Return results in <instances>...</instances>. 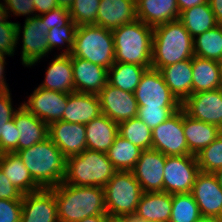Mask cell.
<instances>
[{"instance_id": "6da1fadb", "label": "cell", "mask_w": 222, "mask_h": 222, "mask_svg": "<svg viewBox=\"0 0 222 222\" xmlns=\"http://www.w3.org/2000/svg\"><path fill=\"white\" fill-rule=\"evenodd\" d=\"M51 189L57 202L59 222H79L88 216L107 214L103 187L62 182Z\"/></svg>"}, {"instance_id": "7a4b0ae2", "label": "cell", "mask_w": 222, "mask_h": 222, "mask_svg": "<svg viewBox=\"0 0 222 222\" xmlns=\"http://www.w3.org/2000/svg\"><path fill=\"white\" fill-rule=\"evenodd\" d=\"M17 154L41 188L51 189L63 182L67 158L49 137Z\"/></svg>"}, {"instance_id": "3957f363", "label": "cell", "mask_w": 222, "mask_h": 222, "mask_svg": "<svg viewBox=\"0 0 222 222\" xmlns=\"http://www.w3.org/2000/svg\"><path fill=\"white\" fill-rule=\"evenodd\" d=\"M193 56L194 39L179 19L153 28L151 68L159 70Z\"/></svg>"}, {"instance_id": "277c9868", "label": "cell", "mask_w": 222, "mask_h": 222, "mask_svg": "<svg viewBox=\"0 0 222 222\" xmlns=\"http://www.w3.org/2000/svg\"><path fill=\"white\" fill-rule=\"evenodd\" d=\"M115 62L151 67L153 27L136 19L112 31Z\"/></svg>"}, {"instance_id": "5b68a950", "label": "cell", "mask_w": 222, "mask_h": 222, "mask_svg": "<svg viewBox=\"0 0 222 222\" xmlns=\"http://www.w3.org/2000/svg\"><path fill=\"white\" fill-rule=\"evenodd\" d=\"M116 172L106 153L86 149L67 158L63 183L104 187Z\"/></svg>"}, {"instance_id": "8992f818", "label": "cell", "mask_w": 222, "mask_h": 222, "mask_svg": "<svg viewBox=\"0 0 222 222\" xmlns=\"http://www.w3.org/2000/svg\"><path fill=\"white\" fill-rule=\"evenodd\" d=\"M70 55L109 69L115 63L112 31L98 25L78 26Z\"/></svg>"}, {"instance_id": "52a82bcc", "label": "cell", "mask_w": 222, "mask_h": 222, "mask_svg": "<svg viewBox=\"0 0 222 222\" xmlns=\"http://www.w3.org/2000/svg\"><path fill=\"white\" fill-rule=\"evenodd\" d=\"M103 188L110 217L134 216L143 191L132 171H117Z\"/></svg>"}, {"instance_id": "ba28073f", "label": "cell", "mask_w": 222, "mask_h": 222, "mask_svg": "<svg viewBox=\"0 0 222 222\" xmlns=\"http://www.w3.org/2000/svg\"><path fill=\"white\" fill-rule=\"evenodd\" d=\"M199 172L195 155L166 156L163 191L171 195L191 193Z\"/></svg>"}, {"instance_id": "9c48e42d", "label": "cell", "mask_w": 222, "mask_h": 222, "mask_svg": "<svg viewBox=\"0 0 222 222\" xmlns=\"http://www.w3.org/2000/svg\"><path fill=\"white\" fill-rule=\"evenodd\" d=\"M152 149L165 156L191 155L183 130V109L152 129Z\"/></svg>"}, {"instance_id": "30bf717a", "label": "cell", "mask_w": 222, "mask_h": 222, "mask_svg": "<svg viewBox=\"0 0 222 222\" xmlns=\"http://www.w3.org/2000/svg\"><path fill=\"white\" fill-rule=\"evenodd\" d=\"M138 107H181L159 70L149 68L134 92Z\"/></svg>"}, {"instance_id": "8fae6325", "label": "cell", "mask_w": 222, "mask_h": 222, "mask_svg": "<svg viewBox=\"0 0 222 222\" xmlns=\"http://www.w3.org/2000/svg\"><path fill=\"white\" fill-rule=\"evenodd\" d=\"M181 108L191 118L222 129V88L192 93Z\"/></svg>"}, {"instance_id": "7c38bea8", "label": "cell", "mask_w": 222, "mask_h": 222, "mask_svg": "<svg viewBox=\"0 0 222 222\" xmlns=\"http://www.w3.org/2000/svg\"><path fill=\"white\" fill-rule=\"evenodd\" d=\"M191 194L201 216L222 219V187L214 173L200 171L195 178Z\"/></svg>"}, {"instance_id": "4fadbf2b", "label": "cell", "mask_w": 222, "mask_h": 222, "mask_svg": "<svg viewBox=\"0 0 222 222\" xmlns=\"http://www.w3.org/2000/svg\"><path fill=\"white\" fill-rule=\"evenodd\" d=\"M21 106L49 126L63 117L67 106V93L37 87L28 101Z\"/></svg>"}, {"instance_id": "5bb4252c", "label": "cell", "mask_w": 222, "mask_h": 222, "mask_svg": "<svg viewBox=\"0 0 222 222\" xmlns=\"http://www.w3.org/2000/svg\"><path fill=\"white\" fill-rule=\"evenodd\" d=\"M98 97L102 114L118 124L138 115V104L132 92L122 91L107 83Z\"/></svg>"}, {"instance_id": "9a60e30c", "label": "cell", "mask_w": 222, "mask_h": 222, "mask_svg": "<svg viewBox=\"0 0 222 222\" xmlns=\"http://www.w3.org/2000/svg\"><path fill=\"white\" fill-rule=\"evenodd\" d=\"M166 156L154 149L142 150L132 170L143 192L163 191Z\"/></svg>"}, {"instance_id": "2e32d148", "label": "cell", "mask_w": 222, "mask_h": 222, "mask_svg": "<svg viewBox=\"0 0 222 222\" xmlns=\"http://www.w3.org/2000/svg\"><path fill=\"white\" fill-rule=\"evenodd\" d=\"M22 37V64L33 66L50 52L47 43L48 27L38 16L25 19Z\"/></svg>"}, {"instance_id": "e0dca14e", "label": "cell", "mask_w": 222, "mask_h": 222, "mask_svg": "<svg viewBox=\"0 0 222 222\" xmlns=\"http://www.w3.org/2000/svg\"><path fill=\"white\" fill-rule=\"evenodd\" d=\"M21 222H59L52 189L23 194Z\"/></svg>"}, {"instance_id": "ac0fdd59", "label": "cell", "mask_w": 222, "mask_h": 222, "mask_svg": "<svg viewBox=\"0 0 222 222\" xmlns=\"http://www.w3.org/2000/svg\"><path fill=\"white\" fill-rule=\"evenodd\" d=\"M49 138L66 158L86 150L85 124L59 120L48 126Z\"/></svg>"}, {"instance_id": "d6986e66", "label": "cell", "mask_w": 222, "mask_h": 222, "mask_svg": "<svg viewBox=\"0 0 222 222\" xmlns=\"http://www.w3.org/2000/svg\"><path fill=\"white\" fill-rule=\"evenodd\" d=\"M74 92L98 94L108 83V69L79 57H71Z\"/></svg>"}, {"instance_id": "ffe728a7", "label": "cell", "mask_w": 222, "mask_h": 222, "mask_svg": "<svg viewBox=\"0 0 222 222\" xmlns=\"http://www.w3.org/2000/svg\"><path fill=\"white\" fill-rule=\"evenodd\" d=\"M136 19V0H101L96 25L113 31Z\"/></svg>"}, {"instance_id": "44dd1931", "label": "cell", "mask_w": 222, "mask_h": 222, "mask_svg": "<svg viewBox=\"0 0 222 222\" xmlns=\"http://www.w3.org/2000/svg\"><path fill=\"white\" fill-rule=\"evenodd\" d=\"M102 114L98 94L67 93V106L61 120L87 124Z\"/></svg>"}, {"instance_id": "7402d4cb", "label": "cell", "mask_w": 222, "mask_h": 222, "mask_svg": "<svg viewBox=\"0 0 222 222\" xmlns=\"http://www.w3.org/2000/svg\"><path fill=\"white\" fill-rule=\"evenodd\" d=\"M13 119L19 136L18 151L43 142L49 137L48 125L23 106L17 108Z\"/></svg>"}, {"instance_id": "603a6c76", "label": "cell", "mask_w": 222, "mask_h": 222, "mask_svg": "<svg viewBox=\"0 0 222 222\" xmlns=\"http://www.w3.org/2000/svg\"><path fill=\"white\" fill-rule=\"evenodd\" d=\"M172 195L164 191L143 192L133 217L149 222H169Z\"/></svg>"}, {"instance_id": "cb8c5ba5", "label": "cell", "mask_w": 222, "mask_h": 222, "mask_svg": "<svg viewBox=\"0 0 222 222\" xmlns=\"http://www.w3.org/2000/svg\"><path fill=\"white\" fill-rule=\"evenodd\" d=\"M137 19L148 26L178 20L179 8L176 0H136Z\"/></svg>"}, {"instance_id": "d4e9b609", "label": "cell", "mask_w": 222, "mask_h": 222, "mask_svg": "<svg viewBox=\"0 0 222 222\" xmlns=\"http://www.w3.org/2000/svg\"><path fill=\"white\" fill-rule=\"evenodd\" d=\"M171 93L182 104L192 94V58L159 69Z\"/></svg>"}, {"instance_id": "484cf974", "label": "cell", "mask_w": 222, "mask_h": 222, "mask_svg": "<svg viewBox=\"0 0 222 222\" xmlns=\"http://www.w3.org/2000/svg\"><path fill=\"white\" fill-rule=\"evenodd\" d=\"M38 87L63 93L74 92L73 67L70 54H59L50 62L45 79Z\"/></svg>"}, {"instance_id": "4316f807", "label": "cell", "mask_w": 222, "mask_h": 222, "mask_svg": "<svg viewBox=\"0 0 222 222\" xmlns=\"http://www.w3.org/2000/svg\"><path fill=\"white\" fill-rule=\"evenodd\" d=\"M86 149L106 153L119 134L118 123L108 116L99 117L85 124Z\"/></svg>"}, {"instance_id": "83f0119b", "label": "cell", "mask_w": 222, "mask_h": 222, "mask_svg": "<svg viewBox=\"0 0 222 222\" xmlns=\"http://www.w3.org/2000/svg\"><path fill=\"white\" fill-rule=\"evenodd\" d=\"M183 130L189 153L192 155H197L222 133V129L217 125L193 119L184 110Z\"/></svg>"}, {"instance_id": "f1b7e54d", "label": "cell", "mask_w": 222, "mask_h": 222, "mask_svg": "<svg viewBox=\"0 0 222 222\" xmlns=\"http://www.w3.org/2000/svg\"><path fill=\"white\" fill-rule=\"evenodd\" d=\"M0 168L12 185H14L22 194L36 192L42 189L34 181L17 153L0 154Z\"/></svg>"}, {"instance_id": "f546056e", "label": "cell", "mask_w": 222, "mask_h": 222, "mask_svg": "<svg viewBox=\"0 0 222 222\" xmlns=\"http://www.w3.org/2000/svg\"><path fill=\"white\" fill-rule=\"evenodd\" d=\"M192 93L222 88L220 62L192 57Z\"/></svg>"}, {"instance_id": "4dcf8cb0", "label": "cell", "mask_w": 222, "mask_h": 222, "mask_svg": "<svg viewBox=\"0 0 222 222\" xmlns=\"http://www.w3.org/2000/svg\"><path fill=\"white\" fill-rule=\"evenodd\" d=\"M149 68L151 67L115 62L108 69V84L122 91L134 93L142 75Z\"/></svg>"}, {"instance_id": "1f68e13d", "label": "cell", "mask_w": 222, "mask_h": 222, "mask_svg": "<svg viewBox=\"0 0 222 222\" xmlns=\"http://www.w3.org/2000/svg\"><path fill=\"white\" fill-rule=\"evenodd\" d=\"M178 19L193 38L219 25L208 2L181 12Z\"/></svg>"}, {"instance_id": "d6a6232c", "label": "cell", "mask_w": 222, "mask_h": 222, "mask_svg": "<svg viewBox=\"0 0 222 222\" xmlns=\"http://www.w3.org/2000/svg\"><path fill=\"white\" fill-rule=\"evenodd\" d=\"M141 151L138 146L118 134L106 155L117 171H132Z\"/></svg>"}, {"instance_id": "836d02e7", "label": "cell", "mask_w": 222, "mask_h": 222, "mask_svg": "<svg viewBox=\"0 0 222 222\" xmlns=\"http://www.w3.org/2000/svg\"><path fill=\"white\" fill-rule=\"evenodd\" d=\"M194 39V55L217 62L222 61V25H217Z\"/></svg>"}, {"instance_id": "e575fe53", "label": "cell", "mask_w": 222, "mask_h": 222, "mask_svg": "<svg viewBox=\"0 0 222 222\" xmlns=\"http://www.w3.org/2000/svg\"><path fill=\"white\" fill-rule=\"evenodd\" d=\"M119 135L142 150L152 149V130L138 117L118 124Z\"/></svg>"}, {"instance_id": "d590c367", "label": "cell", "mask_w": 222, "mask_h": 222, "mask_svg": "<svg viewBox=\"0 0 222 222\" xmlns=\"http://www.w3.org/2000/svg\"><path fill=\"white\" fill-rule=\"evenodd\" d=\"M201 217L198 205L191 193L173 194L169 222H195Z\"/></svg>"}, {"instance_id": "8d00e7d4", "label": "cell", "mask_w": 222, "mask_h": 222, "mask_svg": "<svg viewBox=\"0 0 222 222\" xmlns=\"http://www.w3.org/2000/svg\"><path fill=\"white\" fill-rule=\"evenodd\" d=\"M195 156L201 172L215 173L222 169V133Z\"/></svg>"}, {"instance_id": "74e56055", "label": "cell", "mask_w": 222, "mask_h": 222, "mask_svg": "<svg viewBox=\"0 0 222 222\" xmlns=\"http://www.w3.org/2000/svg\"><path fill=\"white\" fill-rule=\"evenodd\" d=\"M101 0H74L69 8L71 19L77 26L96 25L98 7Z\"/></svg>"}, {"instance_id": "f35d334b", "label": "cell", "mask_w": 222, "mask_h": 222, "mask_svg": "<svg viewBox=\"0 0 222 222\" xmlns=\"http://www.w3.org/2000/svg\"><path fill=\"white\" fill-rule=\"evenodd\" d=\"M77 27L76 23L71 20L66 26L51 28L47 33V43L50 52L53 48L62 47L66 43L67 48L61 54H71Z\"/></svg>"}, {"instance_id": "ab89813d", "label": "cell", "mask_w": 222, "mask_h": 222, "mask_svg": "<svg viewBox=\"0 0 222 222\" xmlns=\"http://www.w3.org/2000/svg\"><path fill=\"white\" fill-rule=\"evenodd\" d=\"M181 107H138L137 117L151 130L173 116Z\"/></svg>"}, {"instance_id": "60d3db41", "label": "cell", "mask_w": 222, "mask_h": 222, "mask_svg": "<svg viewBox=\"0 0 222 222\" xmlns=\"http://www.w3.org/2000/svg\"><path fill=\"white\" fill-rule=\"evenodd\" d=\"M21 26L17 22L5 21L0 23V53L14 56L16 45L21 33Z\"/></svg>"}, {"instance_id": "b9f144b4", "label": "cell", "mask_w": 222, "mask_h": 222, "mask_svg": "<svg viewBox=\"0 0 222 222\" xmlns=\"http://www.w3.org/2000/svg\"><path fill=\"white\" fill-rule=\"evenodd\" d=\"M37 16L42 20L49 30L54 27L61 28L66 26L72 20L69 9L64 7H58Z\"/></svg>"}, {"instance_id": "7bdbcfd3", "label": "cell", "mask_w": 222, "mask_h": 222, "mask_svg": "<svg viewBox=\"0 0 222 222\" xmlns=\"http://www.w3.org/2000/svg\"><path fill=\"white\" fill-rule=\"evenodd\" d=\"M22 200L0 199V222H21Z\"/></svg>"}, {"instance_id": "ee69618b", "label": "cell", "mask_w": 222, "mask_h": 222, "mask_svg": "<svg viewBox=\"0 0 222 222\" xmlns=\"http://www.w3.org/2000/svg\"><path fill=\"white\" fill-rule=\"evenodd\" d=\"M14 119L6 123L4 137H0V154L18 152V132Z\"/></svg>"}, {"instance_id": "f6af8a7d", "label": "cell", "mask_w": 222, "mask_h": 222, "mask_svg": "<svg viewBox=\"0 0 222 222\" xmlns=\"http://www.w3.org/2000/svg\"><path fill=\"white\" fill-rule=\"evenodd\" d=\"M3 6L7 13L9 14V10L13 12V15H28L26 19L37 16L36 9L33 4L34 0H3ZM5 4V5H4ZM35 12V14H33ZM32 15V16H30Z\"/></svg>"}, {"instance_id": "bcb514c9", "label": "cell", "mask_w": 222, "mask_h": 222, "mask_svg": "<svg viewBox=\"0 0 222 222\" xmlns=\"http://www.w3.org/2000/svg\"><path fill=\"white\" fill-rule=\"evenodd\" d=\"M10 90L0 93V137H4L6 123L13 119L17 111L12 107Z\"/></svg>"}, {"instance_id": "7dc6e473", "label": "cell", "mask_w": 222, "mask_h": 222, "mask_svg": "<svg viewBox=\"0 0 222 222\" xmlns=\"http://www.w3.org/2000/svg\"><path fill=\"white\" fill-rule=\"evenodd\" d=\"M23 194L8 180L0 168V199L22 200Z\"/></svg>"}, {"instance_id": "c3c4849f", "label": "cell", "mask_w": 222, "mask_h": 222, "mask_svg": "<svg viewBox=\"0 0 222 222\" xmlns=\"http://www.w3.org/2000/svg\"><path fill=\"white\" fill-rule=\"evenodd\" d=\"M33 4L35 6L36 13L39 12L38 15L47 13L50 10L59 7L56 0H34Z\"/></svg>"}, {"instance_id": "681fc988", "label": "cell", "mask_w": 222, "mask_h": 222, "mask_svg": "<svg viewBox=\"0 0 222 222\" xmlns=\"http://www.w3.org/2000/svg\"><path fill=\"white\" fill-rule=\"evenodd\" d=\"M176 1L180 13L194 6H199L202 4H206L208 2V0H176Z\"/></svg>"}, {"instance_id": "f907efd6", "label": "cell", "mask_w": 222, "mask_h": 222, "mask_svg": "<svg viewBox=\"0 0 222 222\" xmlns=\"http://www.w3.org/2000/svg\"><path fill=\"white\" fill-rule=\"evenodd\" d=\"M208 3L215 15L217 23L222 25V0H208Z\"/></svg>"}, {"instance_id": "816d5d0a", "label": "cell", "mask_w": 222, "mask_h": 222, "mask_svg": "<svg viewBox=\"0 0 222 222\" xmlns=\"http://www.w3.org/2000/svg\"><path fill=\"white\" fill-rule=\"evenodd\" d=\"M5 56L6 55L0 53V93L6 92L9 90L8 84L6 83L5 78H4L5 77L4 76V73H5L4 67L6 64V62H5L6 57Z\"/></svg>"}, {"instance_id": "f5cc1de1", "label": "cell", "mask_w": 222, "mask_h": 222, "mask_svg": "<svg viewBox=\"0 0 222 222\" xmlns=\"http://www.w3.org/2000/svg\"><path fill=\"white\" fill-rule=\"evenodd\" d=\"M108 218H109L108 214H101L95 216H88L79 222H107Z\"/></svg>"}, {"instance_id": "db71d44e", "label": "cell", "mask_w": 222, "mask_h": 222, "mask_svg": "<svg viewBox=\"0 0 222 222\" xmlns=\"http://www.w3.org/2000/svg\"><path fill=\"white\" fill-rule=\"evenodd\" d=\"M8 13L5 10L3 3H0V23H4L8 19Z\"/></svg>"}, {"instance_id": "11a10c76", "label": "cell", "mask_w": 222, "mask_h": 222, "mask_svg": "<svg viewBox=\"0 0 222 222\" xmlns=\"http://www.w3.org/2000/svg\"><path fill=\"white\" fill-rule=\"evenodd\" d=\"M195 222H222V219L214 218V217L201 216Z\"/></svg>"}, {"instance_id": "9f6ffc18", "label": "cell", "mask_w": 222, "mask_h": 222, "mask_svg": "<svg viewBox=\"0 0 222 222\" xmlns=\"http://www.w3.org/2000/svg\"><path fill=\"white\" fill-rule=\"evenodd\" d=\"M73 1L74 0H56L59 7H64L67 9H69L72 6Z\"/></svg>"}, {"instance_id": "6f0895ef", "label": "cell", "mask_w": 222, "mask_h": 222, "mask_svg": "<svg viewBox=\"0 0 222 222\" xmlns=\"http://www.w3.org/2000/svg\"><path fill=\"white\" fill-rule=\"evenodd\" d=\"M107 222H130V217H110L108 218Z\"/></svg>"}, {"instance_id": "680465c9", "label": "cell", "mask_w": 222, "mask_h": 222, "mask_svg": "<svg viewBox=\"0 0 222 222\" xmlns=\"http://www.w3.org/2000/svg\"><path fill=\"white\" fill-rule=\"evenodd\" d=\"M214 174L216 175L218 182L222 187V169L217 170Z\"/></svg>"}, {"instance_id": "91938a15", "label": "cell", "mask_w": 222, "mask_h": 222, "mask_svg": "<svg viewBox=\"0 0 222 222\" xmlns=\"http://www.w3.org/2000/svg\"><path fill=\"white\" fill-rule=\"evenodd\" d=\"M130 222H149V221H143V220H139L135 217H130Z\"/></svg>"}, {"instance_id": "94428289", "label": "cell", "mask_w": 222, "mask_h": 222, "mask_svg": "<svg viewBox=\"0 0 222 222\" xmlns=\"http://www.w3.org/2000/svg\"><path fill=\"white\" fill-rule=\"evenodd\" d=\"M220 66H221V81H222V61H220Z\"/></svg>"}]
</instances>
